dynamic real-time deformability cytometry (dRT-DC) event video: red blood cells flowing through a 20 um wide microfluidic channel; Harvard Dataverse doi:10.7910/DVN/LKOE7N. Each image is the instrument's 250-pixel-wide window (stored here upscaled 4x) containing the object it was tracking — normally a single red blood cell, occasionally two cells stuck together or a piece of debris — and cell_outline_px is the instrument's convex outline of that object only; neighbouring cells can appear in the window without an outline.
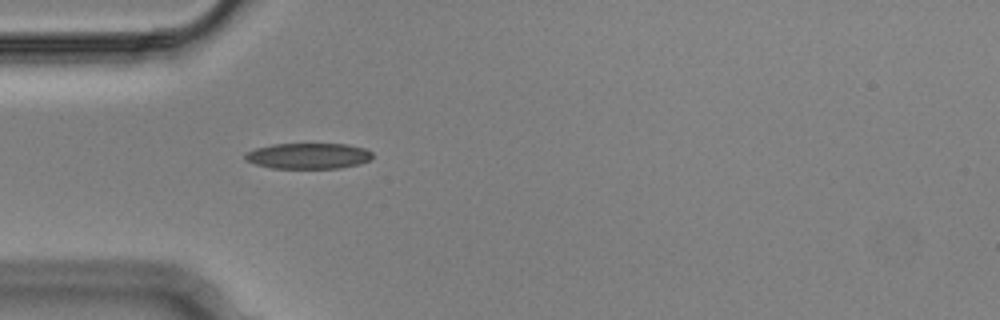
{"species": "Egyptian fruit bat (a non-hibernating species)", "species_latin": "Rousettus aegyptiacus", "temperature_condition": "cold", "stored_images_in_passage": 2, "camera_frame_rate_fps": 3000, "um_per_image_px": 0.085, "animal": {"sex": "male"}, "frame": {"image": 1, "passage_image": 2, "time_ms": 0.333, "image_size_px": [1000, 320], "cell_outline_px": [[372, 156], [368, 160], [360, 164], [340, 168], [272, 168], [256, 164], [244, 160], [244, 156], [248, 152], [256, 148], [272, 144], [344, 144], [364, 148], [372, 152]], "centroid_in_image_um": [26.2, 13.25], "position_along_channel_um": 58.8, "area_um2": 19.02}}